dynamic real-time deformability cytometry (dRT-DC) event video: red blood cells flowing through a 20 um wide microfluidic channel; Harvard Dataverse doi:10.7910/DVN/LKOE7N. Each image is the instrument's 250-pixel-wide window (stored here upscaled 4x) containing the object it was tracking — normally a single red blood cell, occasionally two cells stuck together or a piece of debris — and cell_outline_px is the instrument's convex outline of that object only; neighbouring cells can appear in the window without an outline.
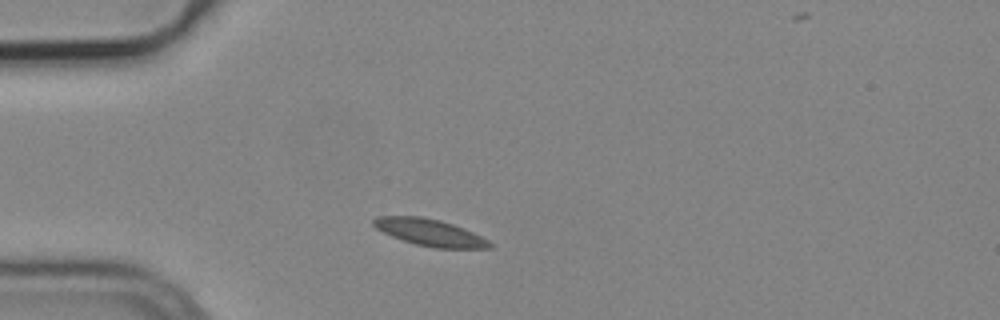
{"species": "common noctule bat (a hibernating species)", "species_latin": "Nyctalus noctula", "temperature_condition": "cold", "stored_images_in_passage": 1, "camera_frame_rate_fps": 3000, "um_per_image_px": 0.085, "animal": {"sex": "male", "body_mass_g": 19.2, "forearm_length_mm": 51.8}, "frame": {"image": 1, "passage_image": 1, "time_ms": 0.0, "image_size_px": [1000, 320], "cell_outline_px": [[492, 248], [432, 248], [416, 244], [392, 236], [376, 228], [372, 224], [372, 220], [380, 216], [420, 216], [440, 220], [464, 228], [488, 240], [492, 244]], "centroid_in_image_um": [36.54, 19.76], "position_along_channel_um": 48.5, "area_um2": 17.98}}